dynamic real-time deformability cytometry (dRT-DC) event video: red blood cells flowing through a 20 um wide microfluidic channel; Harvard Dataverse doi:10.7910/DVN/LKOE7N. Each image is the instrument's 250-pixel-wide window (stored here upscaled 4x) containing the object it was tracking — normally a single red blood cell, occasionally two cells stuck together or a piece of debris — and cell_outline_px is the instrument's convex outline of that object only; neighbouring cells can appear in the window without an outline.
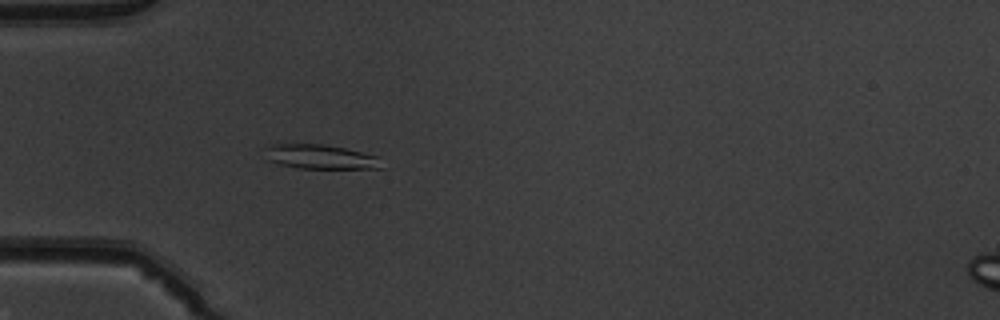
{"species": "common noctule bat (a hibernating species)", "species_latin": "Nyctalus noctula", "temperature_condition": "warm", "stored_images_in_passage": 52, "camera_frame_rate_fps": 3000, "um_per_image_px": 0.085, "animal": {"sex": "male", "body_mass_g": 19.5, "forearm_length_mm": 54.6}, "frame": {"image": 1, "passage_image": 16, "time_ms": 5.0, "image_size_px": [1000, 320], "cell_outline_px": [[384, 168], [296, 168], [280, 164], [268, 160], [264, 148], [268, 144], [280, 140], [324, 144], [344, 148], [376, 156]], "centroid_in_image_um": [27.05, 13.26], "position_along_channel_um": 57.9, "area_um2": 17.22}}
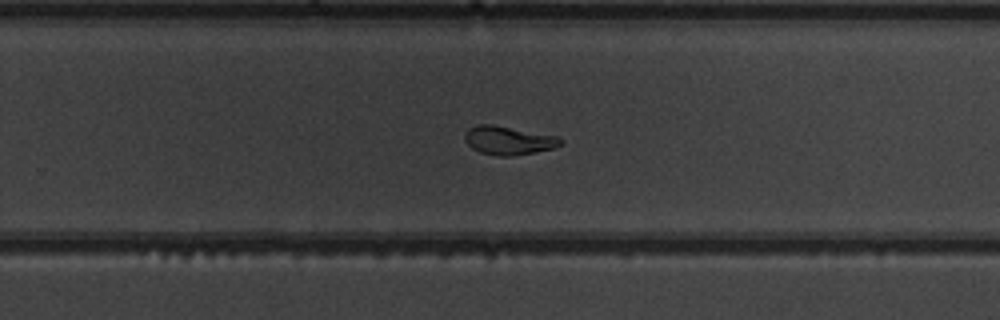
{"frame": {"image": 2, "passage_image": 34, "time_ms": 11.0, "image_size_px": [1000, 320], "cell_outline_px": [[564, 144], [556, 148], [512, 156], [496, 156], [480, 152], [472, 148], [464, 140], [464, 136], [468, 128], [476, 124], [492, 124], [556, 136], [564, 140]], "centroid_in_image_um": [43.23, 11.94], "position_along_channel_um": 286.6, "area_um2": 16.07}}
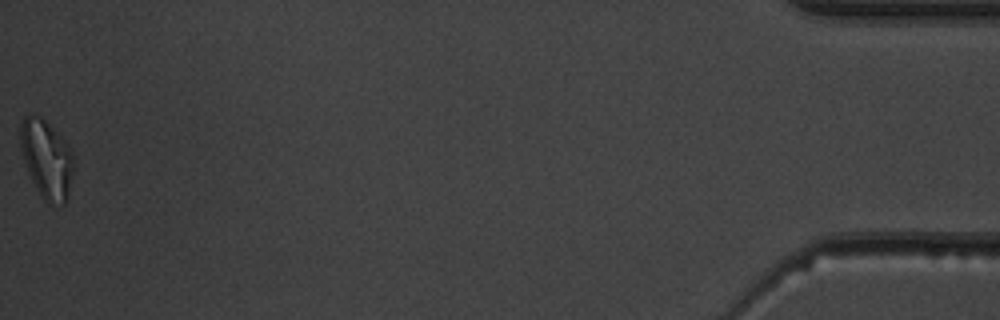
{"frame": {"image": 3, "passage_image": 52, "time_ms": 17.0, "image_size_px": [1000, 320], "cell_outline_px": [[72, 172], [68, 200], [64, 204], [60, 204], [44, 200], [32, 180], [24, 160], [20, 144], [20, 124], [24, 116], [28, 112], [32, 112], [40, 116], [72, 148]], "centroid_in_image_um": [3.95, 13.47], "position_along_channel_um": 431.3, "area_um2": 24.04}, "authors_computed_cell_mechanics": {"area_um2": 17.34, "velocity_mm_per_s": 3.932, "shape_relaxation_time_tau1_ms": 7.0639, "shape_relaxation_time_tau2_ms": 3.0312, "deformation_change_tau1": 0.234, "deformation_change_tau2": 0.1071}}